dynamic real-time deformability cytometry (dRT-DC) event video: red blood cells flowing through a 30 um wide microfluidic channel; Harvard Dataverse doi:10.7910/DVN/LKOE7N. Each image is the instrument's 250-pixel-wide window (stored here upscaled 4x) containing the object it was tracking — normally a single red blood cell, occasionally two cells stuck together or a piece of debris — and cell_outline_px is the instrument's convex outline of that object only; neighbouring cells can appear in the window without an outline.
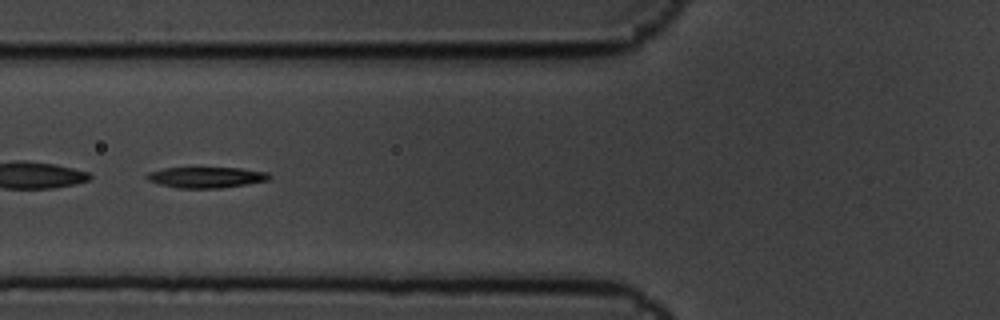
{"species": "common noctule bat (a hibernating species)", "species_latin": "Nyctalus noctula", "temperature_condition": "cold", "stored_images_in_passage": 9, "segment_of_instrument_passage": [2, 2], "camera_frame_rate_fps": 3000, "um_per_image_px": 0.085, "animal": {"sex": "male", "body_mass_g": 19.5, "forearm_length_mm": 54.6}, "frame": {"image": 1, "passage_image": 6, "time_ms": 1.667, "image_size_px": [1000, 320], "cell_outline_px": [[272, 176], [268, 180], [220, 188], [180, 188], [160, 184], [148, 180], [144, 176], [148, 172], [164, 168], [240, 168], [268, 172]], "centroid_in_image_um": [17.52, 15.07], "position_along_channel_um": 108.3, "area_um2": 14.74}}